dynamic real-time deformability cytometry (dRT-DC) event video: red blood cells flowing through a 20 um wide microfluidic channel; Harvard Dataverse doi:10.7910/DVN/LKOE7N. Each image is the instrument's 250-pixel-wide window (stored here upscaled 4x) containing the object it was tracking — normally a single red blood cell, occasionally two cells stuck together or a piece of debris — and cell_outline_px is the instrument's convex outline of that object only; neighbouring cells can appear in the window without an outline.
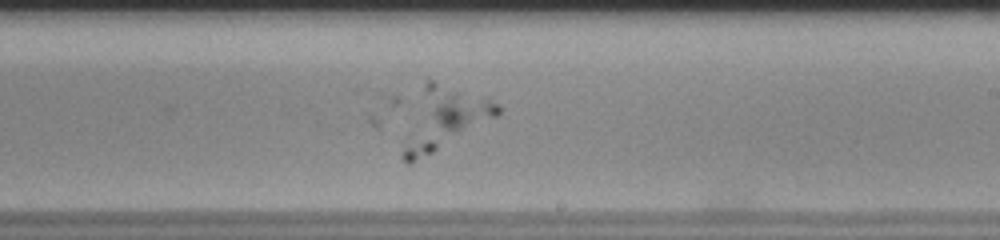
{"species": "human", "species_latin": "Homo sapiens", "temperature_condition": "room temperature", "stored_images_in_passage": 46, "camera_frame_rate_fps": 3000, "um_per_image_px": 0.085, "donor": {"sex": "male"}, "frame": {"image": 1, "passage_image": 24, "time_ms": 7.667, "image_size_px": [1000, 240], "cell_outline_px": [[500, 112], [496, 116], [412, 164], [408, 164], [400, 156], [424, 84], [428, 80], [432, 80], [484, 96], [500, 104]], "centroid_in_image_um": [37.78, 10.08], "position_along_channel_um": 251.2, "area_um2": 32.14}}
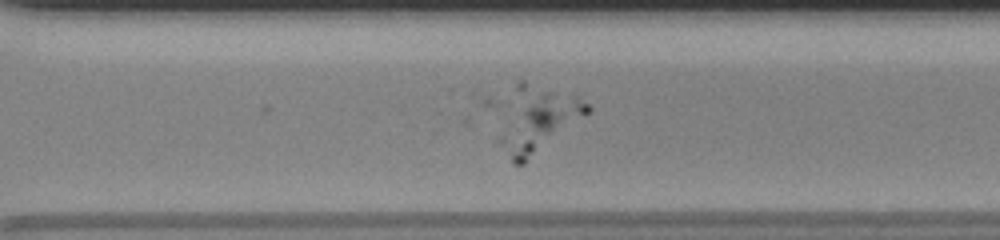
{"frame": {"image": 2, "passage_image": 30, "time_ms": 9.667, "image_size_px": [1000, 240], "cell_outline_px": [[592, 108], [588, 112], [524, 164], [512, 164], [496, 144], [496, 140], [544, 92], [580, 96]], "centroid_in_image_um": [45.98, 10.67], "position_along_channel_um": 324.6, "area_um2": 25.49}}
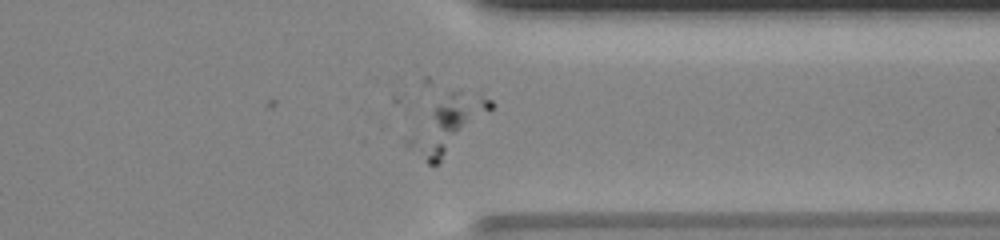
{"frame": {"image": 3, "passage_image": 34, "time_ms": 11.0, "image_size_px": [1000, 240], "cell_outline_px": [[464, 120], [460, 128], [440, 164], [428, 164], [404, 144], [404, 140], [448, 92], [460, 92], [464, 112]], "centroid_in_image_um": [37.2, 11.02], "position_along_channel_um": 374.2, "area_um2": 17.8}}